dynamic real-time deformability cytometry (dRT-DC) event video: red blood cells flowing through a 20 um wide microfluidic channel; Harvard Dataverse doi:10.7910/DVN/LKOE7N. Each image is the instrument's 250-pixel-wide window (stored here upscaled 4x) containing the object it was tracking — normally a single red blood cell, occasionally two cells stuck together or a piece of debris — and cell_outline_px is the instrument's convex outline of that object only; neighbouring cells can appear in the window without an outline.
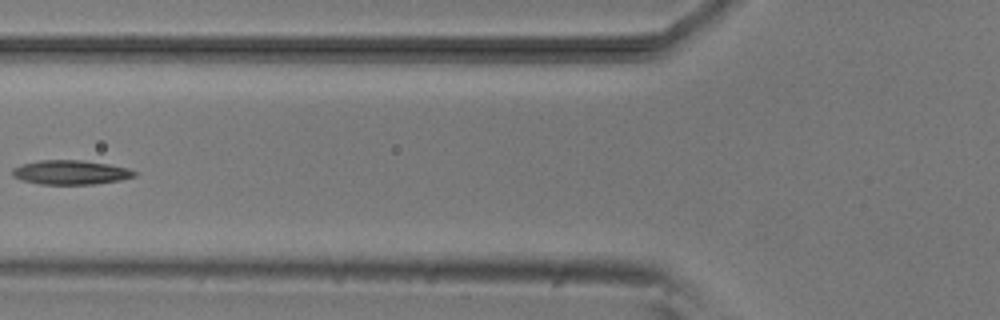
{"species": "common noctule bat (a hibernating species)", "species_latin": "Nyctalus noctula", "temperature_condition": "room temperature", "stored_images_in_passage": 7, "camera_frame_rate_fps": 3000, "um_per_image_px": 0.085, "animal": {"sex": "male", "body_mass_g": 20.5, "forearm_length_mm": 52.5}, "frame": {"image": 1, "passage_image": 6, "time_ms": 6.333, "image_size_px": [1000, 320], "cell_outline_px": [[136, 176], [120, 180], [92, 184], [40, 184], [20, 180], [12, 176], [12, 168], [24, 164], [40, 160], [80, 160], [108, 164], [128, 168], [136, 172]], "centroid_in_image_um": [5.98, 14.65], "position_along_channel_um": 119.8, "area_um2": 17.17}}
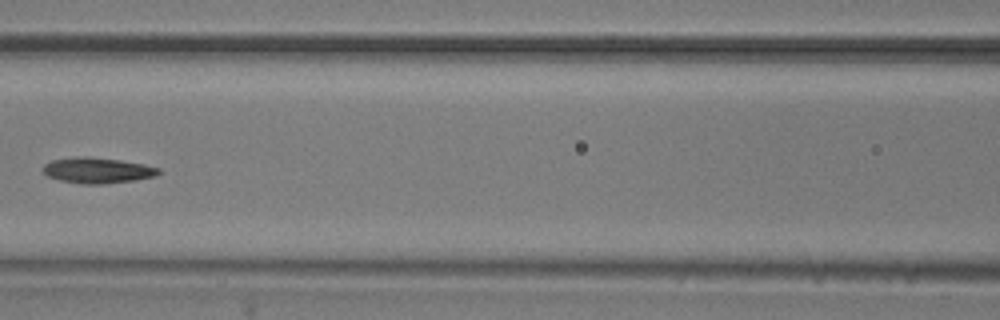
{"frame": {"image": 2, "passage_image": 7, "time_ms": 7.333, "image_size_px": [1000, 320], "cell_outline_px": [[160, 172], [156, 176], [132, 180], [104, 184], [80, 184], [60, 180], [48, 176], [40, 168], [44, 164], [52, 160], [76, 156], [88, 156], [120, 160], [144, 164], [160, 168]], "centroid_in_image_um": [8.25, 14.47], "position_along_channel_um": 158.3, "area_um2": 17.4}}